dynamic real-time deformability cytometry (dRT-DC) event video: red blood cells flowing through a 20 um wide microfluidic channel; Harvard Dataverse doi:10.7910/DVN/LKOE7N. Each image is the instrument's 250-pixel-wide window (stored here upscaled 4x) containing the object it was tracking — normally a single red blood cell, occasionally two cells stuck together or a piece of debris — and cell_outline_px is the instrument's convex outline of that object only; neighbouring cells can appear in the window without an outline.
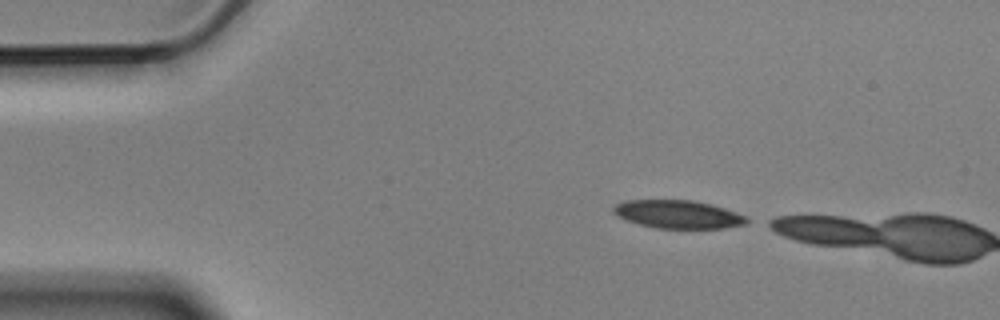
{"species": "Egyptian fruit bat (a non-hibernating species)", "species_latin": "Rousettus aegyptiacus", "temperature_condition": "cold", "stored_images_in_passage": 2, "camera_frame_rate_fps": 3000, "um_per_image_px": 0.085, "animal": {"sex": "male"}, "frame": {"image": 1, "passage_image": 1, "time_ms": 0.0, "image_size_px": [1000, 320], "cell_outline_px": [[756, 220], [748, 224], [724, 228], [656, 228], [640, 224], [628, 220], [612, 212], [612, 208], [616, 204], [624, 200], [692, 200], [724, 208], [748, 216]], "centroid_in_image_um": [57.73, 18.22], "position_along_channel_um": 27.3, "area_um2": 21.96}}